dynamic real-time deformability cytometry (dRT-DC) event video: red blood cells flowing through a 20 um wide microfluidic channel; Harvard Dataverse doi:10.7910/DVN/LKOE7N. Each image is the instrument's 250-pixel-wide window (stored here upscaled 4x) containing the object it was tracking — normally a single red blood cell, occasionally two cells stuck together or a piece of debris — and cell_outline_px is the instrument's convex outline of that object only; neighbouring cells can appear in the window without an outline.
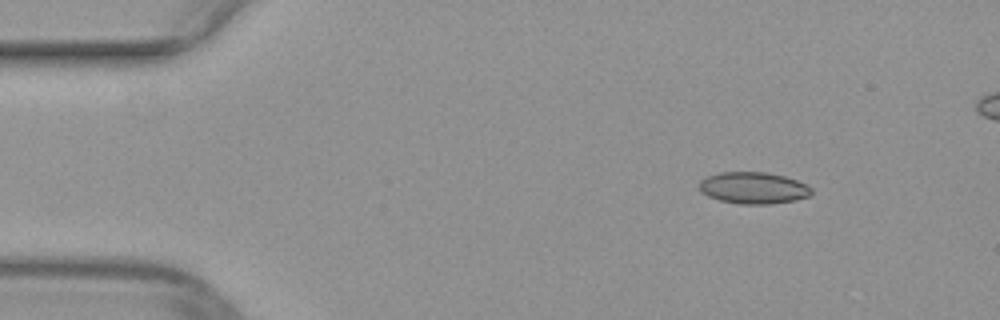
{"species": "common noctule bat (a hibernating species)", "species_latin": "Nyctalus noctula", "temperature_condition": "warm", "stored_images_in_passage": 48, "camera_frame_rate_fps": 3000, "um_per_image_px": 0.085, "animal": {"sex": "female", "body_mass_g": 29.2, "forearm_length_mm": 56.3}, "frame": {"image": 1, "passage_image": 6, "time_ms": 1.667, "image_size_px": [1000, 320], "cell_outline_px": [[812, 196], [796, 200], [772, 204], [740, 204], [720, 200], [708, 196], [700, 192], [700, 180], [708, 176], [720, 172], [764, 172], [784, 176], [808, 184], [812, 188]], "centroid_in_image_um": [64.08, 15.98], "position_along_channel_um": 20.9, "area_um2": 20.87}}
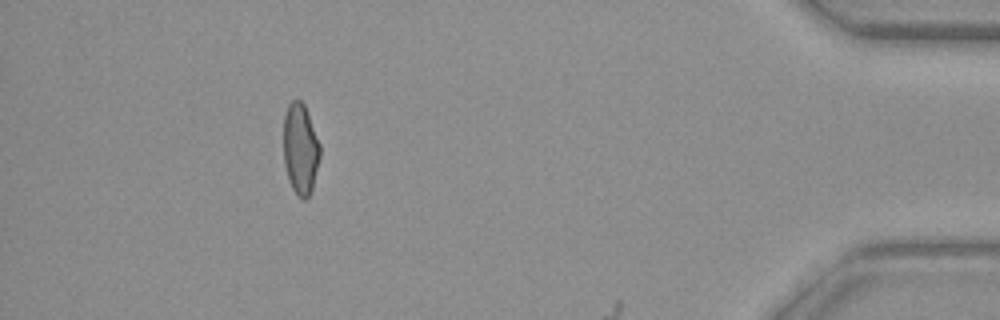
{"frame": {"image": 2, "passage_image": 45, "time_ms": 14.667, "image_size_px": [1000, 320], "cell_outline_px": [[320, 156], [312, 192], [304, 200], [296, 196], [288, 180], [284, 164], [284, 116], [288, 104], [292, 100], [300, 100], [304, 104], [320, 144]], "centroid_in_image_um": [25.53, 12.7], "position_along_channel_um": 409.7, "area_um2": 19.48}}